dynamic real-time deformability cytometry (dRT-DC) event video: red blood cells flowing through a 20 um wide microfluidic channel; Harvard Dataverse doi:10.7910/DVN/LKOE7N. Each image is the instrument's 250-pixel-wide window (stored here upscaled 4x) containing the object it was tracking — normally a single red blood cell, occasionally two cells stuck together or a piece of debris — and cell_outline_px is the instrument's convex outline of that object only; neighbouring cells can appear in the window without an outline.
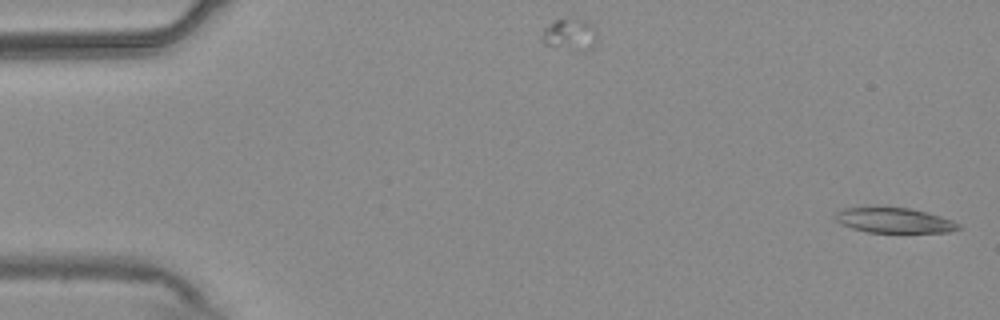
{"species": "common noctule bat (a hibernating species)", "species_latin": "Nyctalus noctula", "temperature_condition": "warm", "stored_images_in_passage": 54, "camera_frame_rate_fps": 3000, "um_per_image_px": 0.085, "animal": {"sex": "male", "body_mass_g": 20.4}, "frame": {"image": 1, "passage_image": 1, "time_ms": 0.0, "image_size_px": [1000, 320], "cell_outline_px": [[960, 228], [948, 232], [868, 232], [852, 228], [840, 224], [836, 220], [836, 212], [844, 208], [880, 204], [908, 208], [928, 212], [952, 220], [960, 224]], "centroid_in_image_um": [75.95, 18.68], "position_along_channel_um": 9.0, "area_um2": 18.61}}
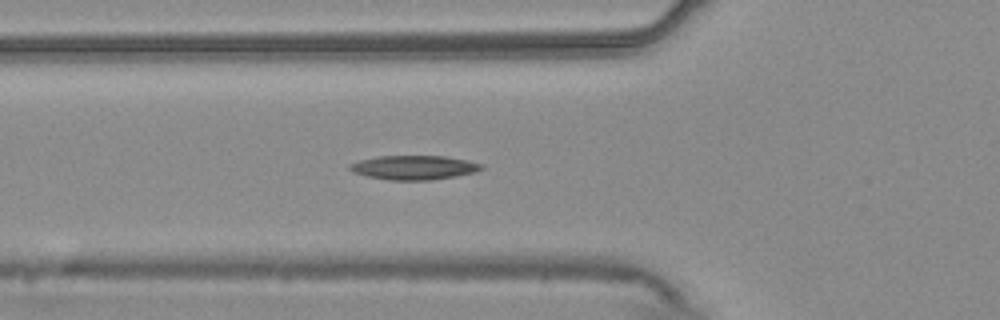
{"frame": {"image": 2, "passage_image": 19, "time_ms": 6.0, "image_size_px": [1000, 320], "cell_outline_px": [[484, 168], [472, 172], [456, 176], [428, 180], [388, 180], [368, 176], [352, 172], [348, 168], [348, 164], [360, 160], [380, 156], [444, 156], [468, 160], [484, 164]], "centroid_in_image_um": [35.17, 14.23], "position_along_channel_um": 90.6, "area_um2": 18.5}}
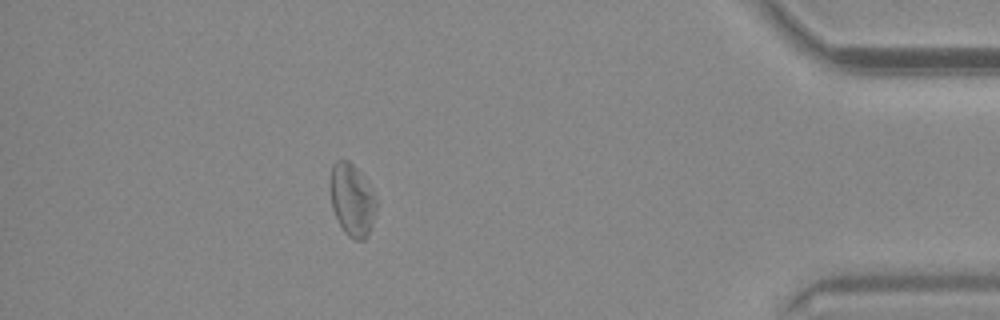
{"frame": {"image": 3, "passage_image": 48, "time_ms": 15.667, "image_size_px": [1000, 320], "cell_outline_px": [[376, 212], [368, 236], [364, 240], [356, 240], [348, 236], [344, 232], [332, 208], [332, 164], [336, 160], [348, 160], [360, 172], [376, 200]], "centroid_in_image_um": [29.94, 17.03], "position_along_channel_um": 405.3, "area_um2": 18.84}, "authors_computed_cell_mechanics": {"area_um2": 18.5249, "velocity_mm_per_s": 3.7317, "shape_relaxation_time_tau1_ms": null, "shape_relaxation_time_tau2_ms": 7.8139, "deformation_change_tau1": null, "deformation_change_tau2": 0.1701}}